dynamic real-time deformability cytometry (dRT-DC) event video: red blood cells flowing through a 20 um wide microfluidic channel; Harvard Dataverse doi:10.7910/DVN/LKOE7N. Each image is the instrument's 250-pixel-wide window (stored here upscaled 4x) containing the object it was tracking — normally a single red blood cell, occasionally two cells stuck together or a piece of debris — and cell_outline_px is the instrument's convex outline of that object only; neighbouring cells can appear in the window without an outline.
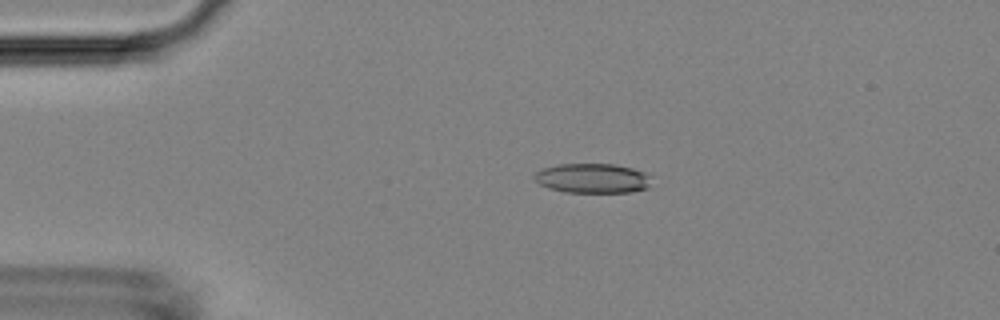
{"species": "Egyptian fruit bat (a non-hibernating species)", "species_latin": "Rousettus aegyptiacus", "temperature_condition": "room temperature", "stored_images_in_passage": 52, "camera_frame_rate_fps": 3000, "um_per_image_px": 0.085, "animal": {"sex": "female"}, "frame": {"image": 1, "passage_image": 11, "time_ms": 3.333, "image_size_px": [1000, 320], "cell_outline_px": [[652, 176], [648, 188], [632, 192], [564, 192], [548, 188], [532, 180], [532, 176], [540, 168], [556, 164], [616, 164], [648, 172]], "centroid_in_image_um": [50.35, 15.14], "position_along_channel_um": 34.6, "area_um2": 20.69}}
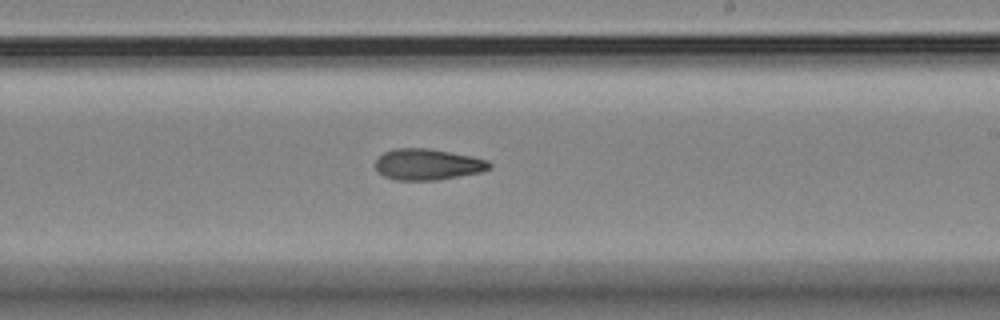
{"frame": {"image": 2, "passage_image": 31, "time_ms": 10.0, "image_size_px": [1000, 320], "cell_outline_px": [[492, 168], [480, 172], [436, 180], [396, 180], [384, 176], [376, 168], [376, 160], [384, 152], [396, 148], [428, 148], [472, 156], [488, 160], [492, 164]], "centroid_in_image_um": [36.37, 13.97], "position_along_channel_um": 252.6, "area_um2": 20.58}}
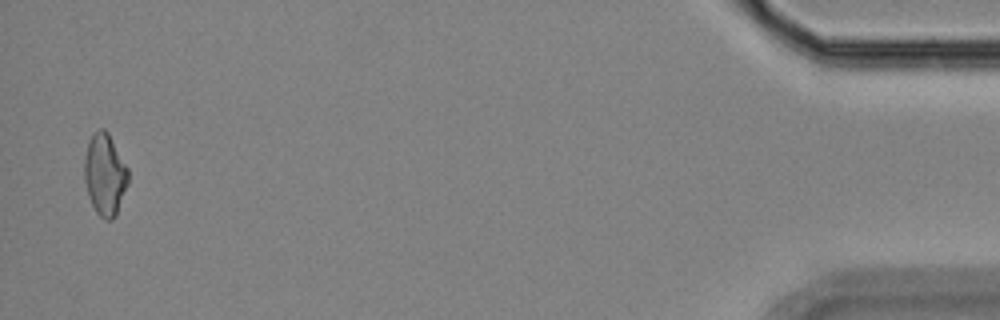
{"frame": {"image": 3, "passage_image": 51, "time_ms": 16.667, "image_size_px": [1000, 320], "cell_outline_px": [[128, 184], [116, 216], [112, 220], [104, 220], [96, 212], [88, 196], [84, 180], [84, 156], [88, 140], [92, 132], [96, 128], [104, 128], [108, 132], [128, 168]], "centroid_in_image_um": [8.9, 14.81], "position_along_channel_um": 426.3, "area_um2": 21.27}, "authors_computed_cell_mechanics": {"area_um2": 20.9236, "velocity_mm_per_s": 3.8596, "shape_relaxation_time_tau1_ms": null, "shape_relaxation_time_tau2_ms": 9.9057, "deformation_change_tau1": null, "deformation_change_tau2": 0.2023}}